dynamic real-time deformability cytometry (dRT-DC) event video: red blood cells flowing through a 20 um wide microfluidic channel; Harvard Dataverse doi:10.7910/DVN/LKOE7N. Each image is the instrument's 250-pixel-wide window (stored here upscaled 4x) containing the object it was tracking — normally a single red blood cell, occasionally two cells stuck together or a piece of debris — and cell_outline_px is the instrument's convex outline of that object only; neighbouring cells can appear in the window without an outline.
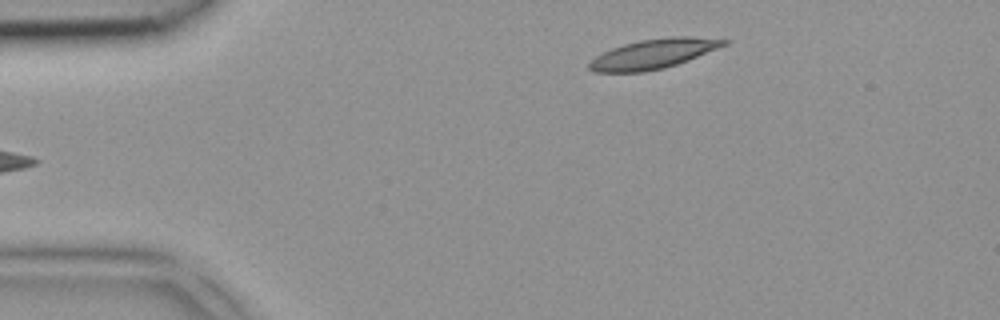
{"species": "common noctule bat (a hibernating species)", "species_latin": "Nyctalus noctula", "temperature_condition": "room temperature", "stored_images_in_passage": 2, "camera_frame_rate_fps": 3000, "um_per_image_px": 0.085, "animal": {"sex": "female", "body_mass_g": 18.4}, "frame": {"image": 1, "passage_image": 2, "time_ms": 0.333, "image_size_px": [1000, 320], "cell_outline_px": [[728, 44], [688, 60], [664, 68], [644, 72], [596, 72], [588, 68], [588, 64], [596, 56], [612, 48], [624, 44], [640, 40], [668, 36], [692, 36], [728, 40]], "centroid_in_image_um": [55.55, 4.57], "position_along_channel_um": 29.5, "area_um2": 23.12}}